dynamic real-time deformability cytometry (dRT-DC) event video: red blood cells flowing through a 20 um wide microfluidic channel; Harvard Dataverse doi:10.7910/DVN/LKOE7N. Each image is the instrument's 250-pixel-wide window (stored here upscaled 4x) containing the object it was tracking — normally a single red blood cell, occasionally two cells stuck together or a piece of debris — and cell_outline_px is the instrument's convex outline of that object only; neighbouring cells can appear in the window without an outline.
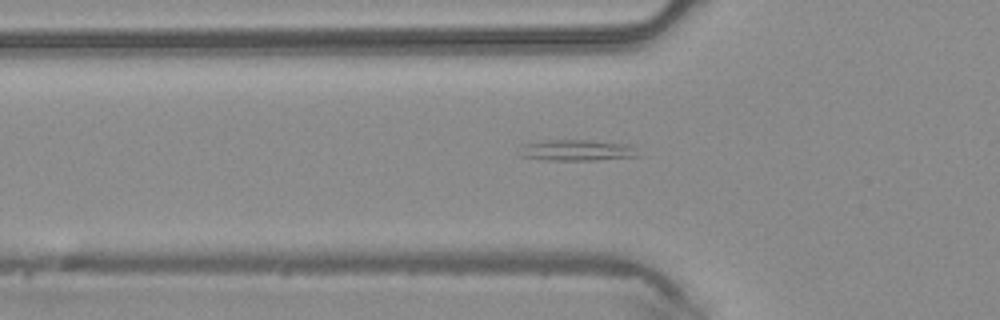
{"species": "common noctule bat (a hibernating species)", "species_latin": "Nyctalus noctula", "temperature_condition": "warm", "stored_images_in_passage": 47, "camera_frame_rate_fps": 3000, "um_per_image_px": 0.085, "animal": {"sex": "male", "body_mass_g": 20.4}, "frame": {"image": 1, "passage_image": 15, "time_ms": 4.667, "image_size_px": [1000, 320], "cell_outline_px": [[640, 156], [596, 160], [544, 160], [520, 156], [524, 144], [544, 140], [592, 140], [636, 144]], "centroid_in_image_um": [49.17, 12.76], "position_along_channel_um": 76.6, "area_um2": 14.85}}
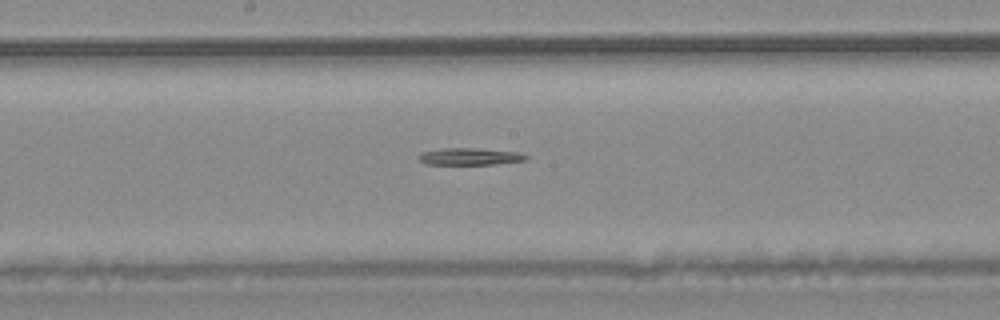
{"frame": {"image": 2, "passage_image": 24, "time_ms": 7.667, "image_size_px": [1000, 320], "cell_outline_px": [[528, 160], [496, 164], [424, 164], [416, 156], [420, 152], [440, 148], [476, 148], [516, 152], [528, 156]], "centroid_in_image_um": [39.88, 13.3], "position_along_channel_um": 208.3, "area_um2": 10.69}}
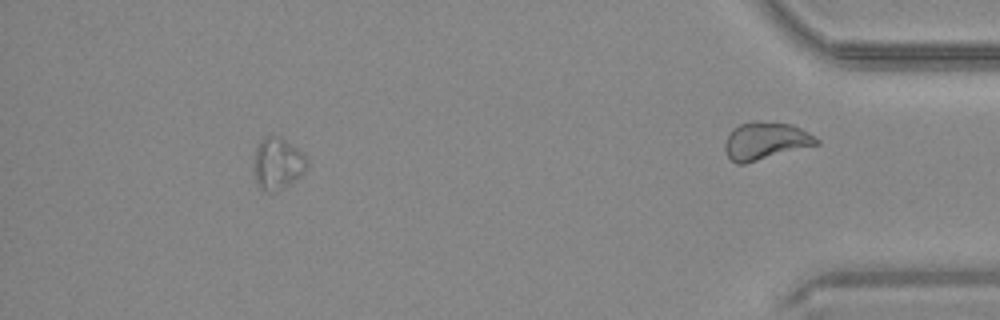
{"frame": {"image": 3, "passage_image": 42, "time_ms": 13.667, "image_size_px": [1000, 320], "cell_outline_px": [[308, 164], [304, 172], [296, 180], [284, 188], [272, 192], [260, 192], [252, 176], [252, 164], [256, 144], [264, 136], [280, 136], [296, 148], [308, 160]], "centroid_in_image_um": [23.51, 13.94], "position_along_channel_um": 411.7, "area_um2": 16.7}}